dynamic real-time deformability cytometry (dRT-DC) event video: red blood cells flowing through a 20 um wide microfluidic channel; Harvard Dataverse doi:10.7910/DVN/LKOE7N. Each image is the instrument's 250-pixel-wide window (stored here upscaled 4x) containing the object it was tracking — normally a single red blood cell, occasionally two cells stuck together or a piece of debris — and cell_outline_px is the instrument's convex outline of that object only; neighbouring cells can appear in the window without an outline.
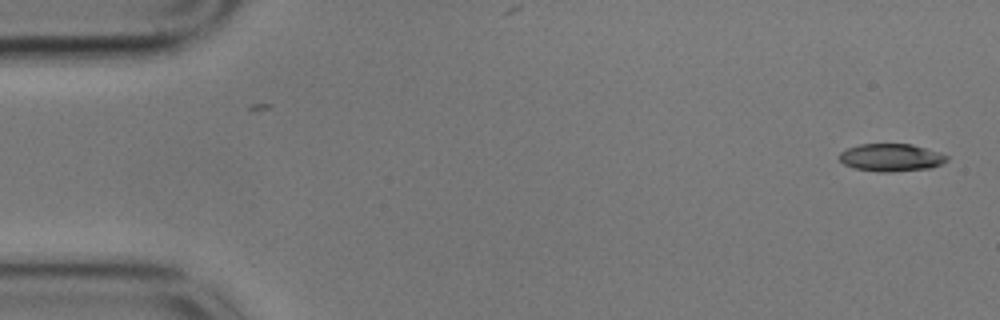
{"species": "common noctule bat (a hibernating species)", "species_latin": "Nyctalus noctula", "temperature_condition": "cold", "stored_images_in_passage": 56, "camera_frame_rate_fps": 3000, "um_per_image_px": 0.085, "animal": {"sex": "male", "body_mass_g": 17.9}, "frame": {"image": 1, "passage_image": 1, "time_ms": 0.0, "image_size_px": [1000, 320], "cell_outline_px": [[948, 160], [932, 168], [892, 172], [880, 172], [852, 168], [844, 164], [840, 160], [840, 152], [848, 148], [860, 144], [912, 144], [948, 156]], "centroid_in_image_um": [75.72, 13.4], "position_along_channel_um": 9.3, "area_um2": 17.22}}
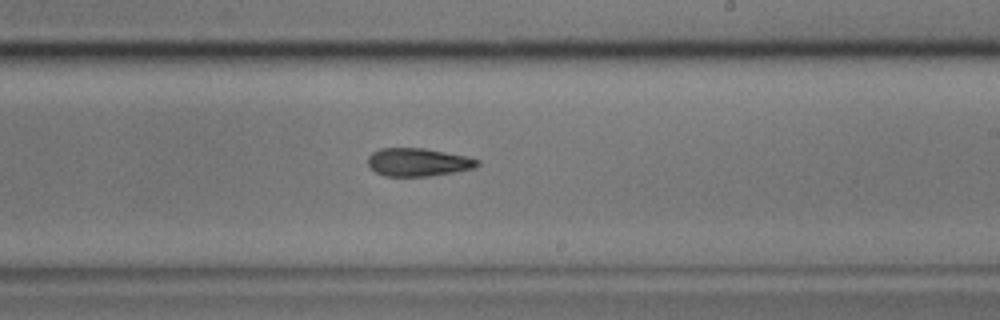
{"frame": {"image": 2, "passage_image": 32, "time_ms": 10.333, "image_size_px": [1000, 320], "cell_outline_px": [[480, 164], [476, 168], [456, 172], [432, 176], [384, 176], [368, 168], [368, 156], [372, 152], [380, 148], [424, 148], [464, 156], [480, 160]], "centroid_in_image_um": [35.52, 13.79], "position_along_channel_um": 253.5, "area_um2": 18.09}}
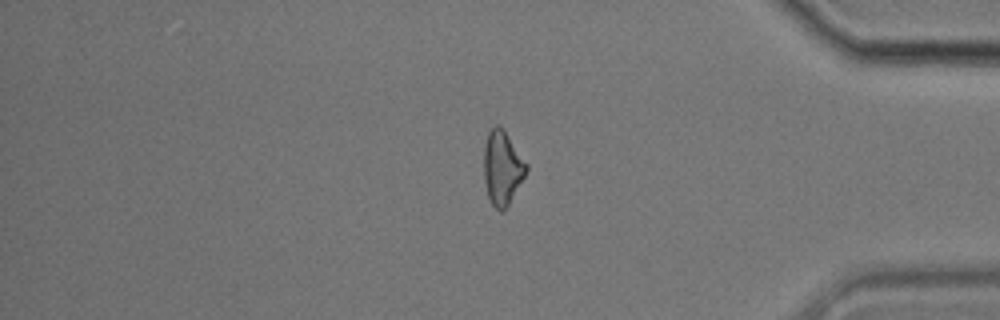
{"frame": {"image": 3, "passage_image": 46, "time_ms": 15.0, "image_size_px": [1000, 320], "cell_outline_px": [[528, 168], [524, 176], [508, 204], [500, 212], [492, 204], [488, 196], [484, 180], [484, 144], [488, 132], [496, 124], [500, 124], [504, 128], [528, 164]], "centroid_in_image_um": [42.69, 14.19], "position_along_channel_um": 392.5, "area_um2": 18.26}, "authors_computed_cell_mechanics": {"area_um2": 18.1781, "velocity_mm_per_s": 3.5485, "shape_relaxation_time_tau1_ms": 7.2413, "shape_relaxation_time_tau2_ms": 10.5764, "deformation_change_tau1": 0.2075, "deformation_change_tau2": 0.2088}}